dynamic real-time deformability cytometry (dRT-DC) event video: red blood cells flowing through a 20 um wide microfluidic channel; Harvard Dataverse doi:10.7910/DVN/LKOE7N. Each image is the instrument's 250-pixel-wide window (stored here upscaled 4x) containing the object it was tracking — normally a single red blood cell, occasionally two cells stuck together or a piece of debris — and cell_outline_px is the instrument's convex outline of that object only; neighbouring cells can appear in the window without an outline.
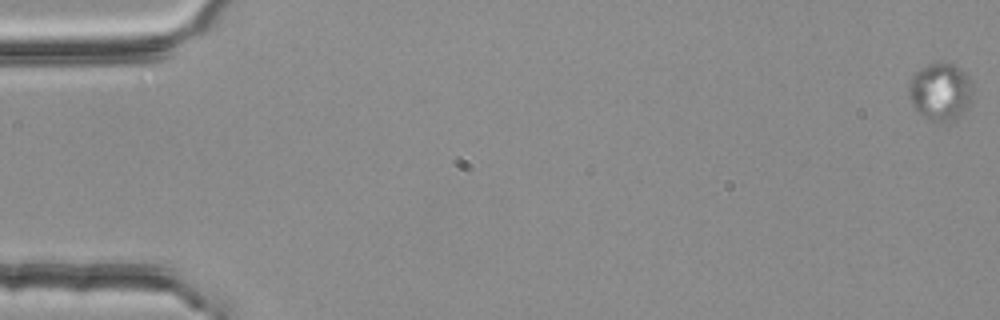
{"species": "common noctule bat (a hibernating species)", "species_latin": "Nyctalus noctula", "temperature_condition": "room temperature", "stored_images_in_passage": 5, "camera_frame_rate_fps": 3000, "um_per_image_px": 0.085, "animal": {"sex": "female", "body_mass_g": 25.1}, "frame": {"image": 1, "passage_image": 1, "time_ms": 0.0, "image_size_px": [1000, 320], "cell_outline_px": [[972, 96], [956, 120], [948, 124], [932, 120], [924, 116], [912, 104], [908, 88], [908, 80], [912, 72], [928, 64], [956, 64], [968, 76], [972, 84]], "centroid_in_image_um": [79.91, 7.78], "position_along_channel_um": 5.1, "area_um2": 21.39}}
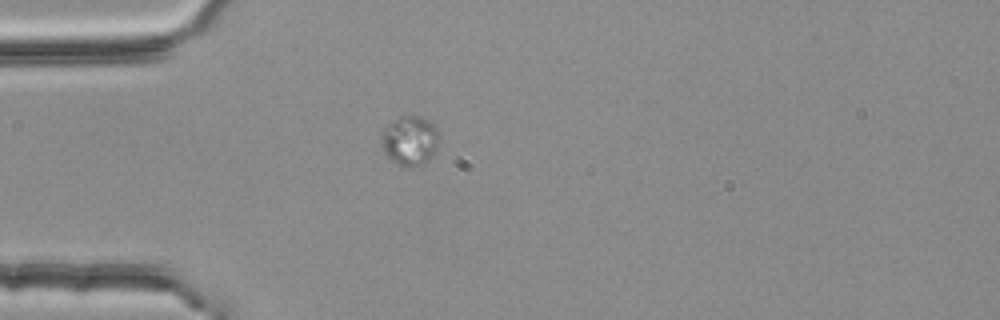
{"frame": {"image": 2, "passage_image": 5, "time_ms": 1.333, "image_size_px": [1000, 320], "cell_outline_px": [[440, 140], [432, 156], [428, 160], [420, 164], [400, 164], [388, 156], [384, 152], [384, 128], [388, 124], [400, 116], [420, 116], [428, 120], [436, 128]], "centroid_in_image_um": [34.9, 11.89], "position_along_channel_um": 50.1, "area_um2": 15.84}}